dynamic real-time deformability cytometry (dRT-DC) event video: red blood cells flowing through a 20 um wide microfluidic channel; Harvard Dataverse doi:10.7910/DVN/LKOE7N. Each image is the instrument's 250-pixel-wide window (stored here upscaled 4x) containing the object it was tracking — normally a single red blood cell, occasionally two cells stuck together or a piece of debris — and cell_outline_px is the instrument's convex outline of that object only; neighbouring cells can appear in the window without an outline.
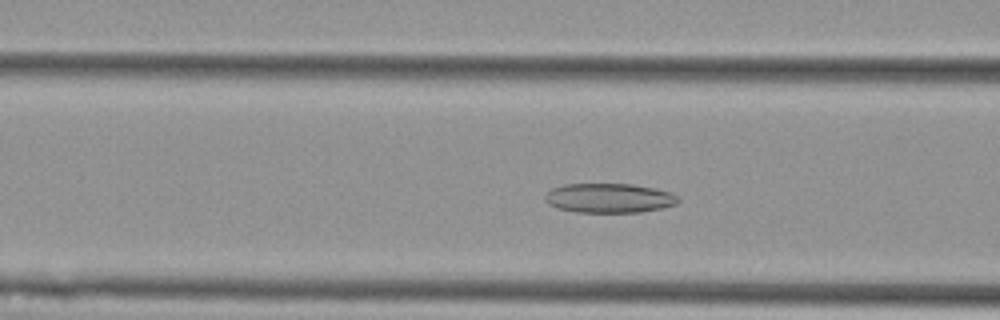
{"species": "Egyptian fruit bat (a non-hibernating species)", "species_latin": "Rousettus aegyptiacus", "temperature_condition": "cold", "stored_images_in_passage": 50, "camera_frame_rate_fps": 3000, "um_per_image_px": 0.085, "animal": {"sex": "female"}, "frame": {"image": 1, "passage_image": 16, "time_ms": 5.0, "image_size_px": [1000, 320], "cell_outline_px": [[680, 200], [676, 204], [664, 208], [640, 212], [576, 212], [556, 208], [548, 204], [544, 196], [552, 188], [564, 184], [632, 184], [672, 192]], "centroid_in_image_um": [51.78, 16.84], "position_along_channel_um": 114.8, "area_um2": 22.89}}
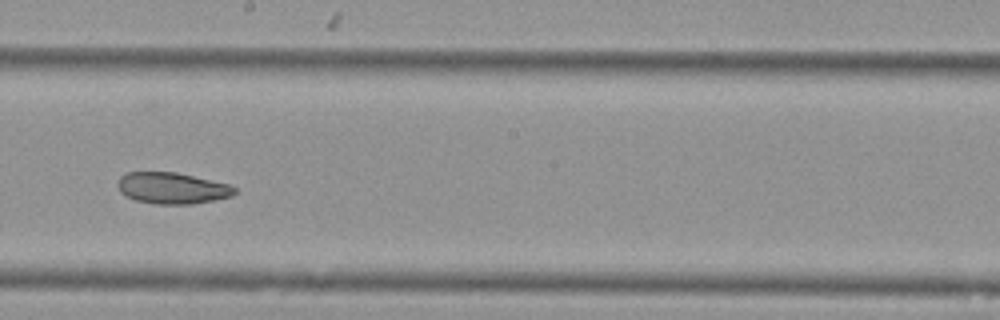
{"frame": {"image": 2, "passage_image": 26, "time_ms": 8.333, "image_size_px": [1000, 320], "cell_outline_px": [[236, 192], [232, 196], [192, 204], [156, 204], [136, 200], [120, 192], [116, 184], [120, 176], [128, 172], [176, 172], [228, 184], [236, 188]], "centroid_in_image_um": [14.61, 15.99], "position_along_channel_um": 233.6, "area_um2": 21.21}}
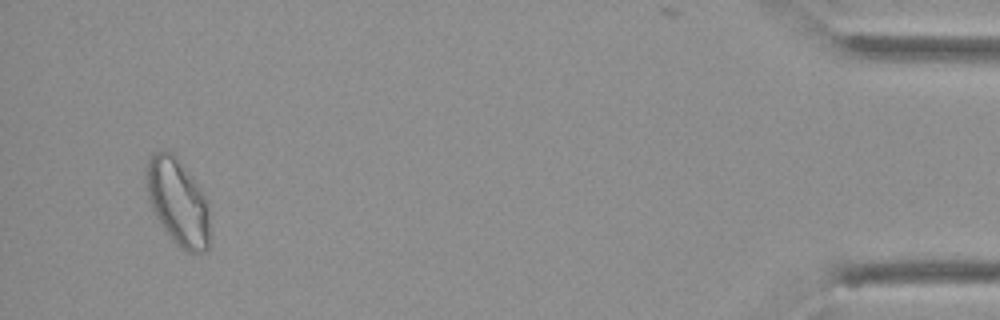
{"frame": {"image": 3, "passage_image": 48, "time_ms": 15.667, "image_size_px": [1000, 320], "cell_outline_px": [[208, 252], [184, 252], [172, 240], [156, 216], [148, 200], [144, 184], [144, 168], [152, 152], [172, 152], [180, 160], [200, 188], [204, 196], [208, 208]], "centroid_in_image_um": [15.06, 17.14], "position_along_channel_um": 420.1, "area_um2": 32.19}, "authors_computed_cell_mechanics": {"area_um2": 25.4609, "velocity_mm_per_s": 3.576, "shape_relaxation_time_tau1_ms": null, "shape_relaxation_time_tau2_ms": 4.6127, "deformation_change_tau1": null, "deformation_change_tau2": 0.1006}}